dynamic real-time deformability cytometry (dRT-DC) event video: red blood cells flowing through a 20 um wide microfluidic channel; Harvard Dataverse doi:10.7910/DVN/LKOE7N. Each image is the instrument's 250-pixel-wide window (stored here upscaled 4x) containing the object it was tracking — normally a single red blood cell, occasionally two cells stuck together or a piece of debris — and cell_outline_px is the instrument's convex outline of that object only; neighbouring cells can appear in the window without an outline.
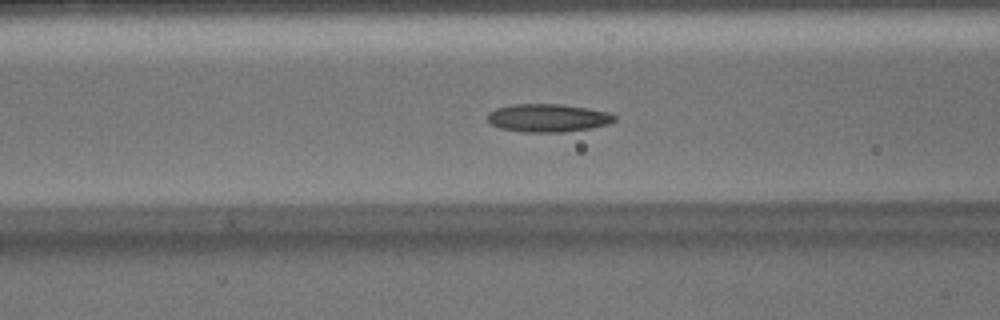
{"species": "Egyptian fruit bat (a non-hibernating species)", "species_latin": "Rousettus aegyptiacus", "temperature_condition": "warm", "stored_images_in_passage": 36, "camera_frame_rate_fps": 3000, "um_per_image_px": 0.085, "animal": {"sex": "male"}, "frame": {"image": 1, "passage_image": 5, "time_ms": 1.333, "image_size_px": [1000, 320], "cell_outline_px": [[616, 120], [608, 124], [592, 128], [564, 132], [520, 132], [500, 128], [492, 124], [488, 120], [488, 112], [496, 108], [512, 104], [560, 104], [588, 108], [608, 112], [616, 116]], "centroid_in_image_um": [46.58, 10.02], "position_along_channel_um": 120.0, "area_um2": 20.87}}
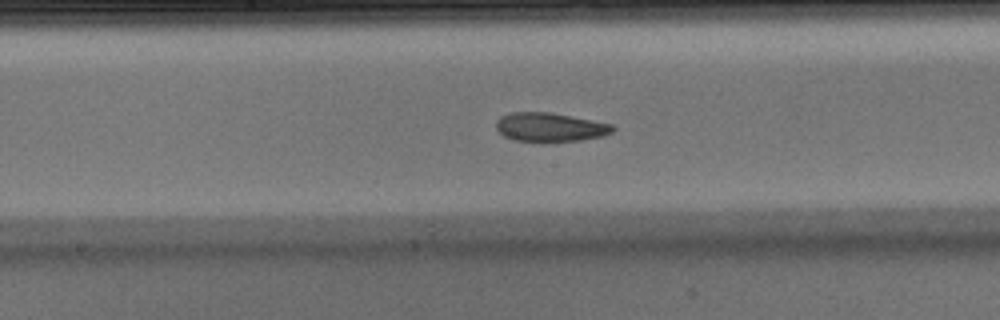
{"frame": {"image": 2, "passage_image": 11, "time_ms": 3.333, "image_size_px": [1000, 320], "cell_outline_px": [[616, 128], [612, 132], [600, 136], [580, 140], [512, 140], [504, 136], [496, 128], [496, 120], [500, 116], [508, 112], [548, 112], [592, 120], [612, 124]], "centroid_in_image_um": [46.71, 10.78], "position_along_channel_um": 201.5, "area_um2": 19.19}}
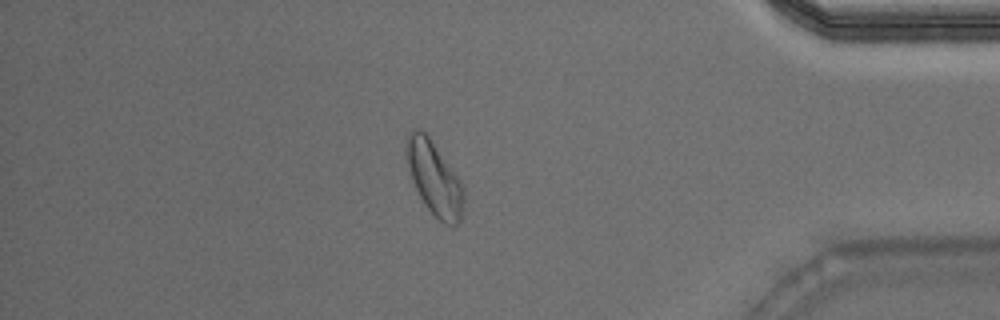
{"frame": {"image": 3, "passage_image": 28, "time_ms": 9.0, "image_size_px": [1000, 320], "cell_outline_px": [[464, 200], [460, 220], [456, 224], [452, 224], [440, 220], [428, 208], [420, 196], [412, 180], [404, 152], [404, 144], [412, 128], [420, 128], [428, 136], [460, 180], [464, 188]], "centroid_in_image_um": [36.89, 15.1], "position_along_channel_um": 398.3, "area_um2": 24.16}, "authors_computed_cell_mechanics": {"area_um2": 20.519, "velocity_mm_per_s": 4.0652, "shape_relaxation_time_tau1_ms": 8.5952, "shape_relaxation_time_tau2_ms": 1.8156, "deformation_change_tau1": 0.2229, "deformation_change_tau2": 0.0891}}